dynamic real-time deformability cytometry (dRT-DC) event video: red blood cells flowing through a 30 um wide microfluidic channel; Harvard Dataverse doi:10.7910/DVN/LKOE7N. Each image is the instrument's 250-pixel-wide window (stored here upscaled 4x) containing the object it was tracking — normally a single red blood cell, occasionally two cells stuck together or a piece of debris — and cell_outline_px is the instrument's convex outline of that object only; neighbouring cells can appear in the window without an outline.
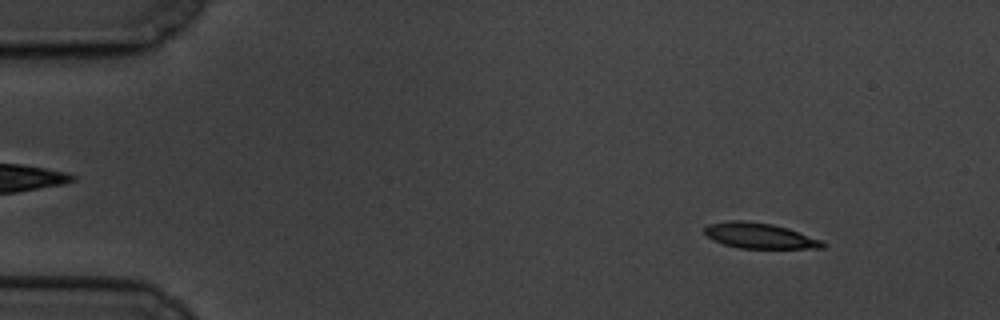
{"species": "common noctule bat (a hibernating species)", "species_latin": "Nyctalus noctula", "temperature_condition": "cold", "stored_images_in_passage": 3, "camera_frame_rate_fps": 3000, "um_per_image_px": 0.085, "animal": {"sex": "male", "body_mass_g": 19.5, "forearm_length_mm": 54.6}, "frame": {"image": 1, "passage_image": 1, "time_ms": 0.0, "image_size_px": [1000, 320], "cell_outline_px": [[828, 244], [824, 248], [740, 248], [724, 244], [712, 240], [704, 232], [704, 228], [708, 224], [728, 220], [744, 220], [772, 224], [788, 228], [824, 240]], "centroid_in_image_um": [64.6, 20.03], "position_along_channel_um": 20.4, "area_um2": 17.74}}